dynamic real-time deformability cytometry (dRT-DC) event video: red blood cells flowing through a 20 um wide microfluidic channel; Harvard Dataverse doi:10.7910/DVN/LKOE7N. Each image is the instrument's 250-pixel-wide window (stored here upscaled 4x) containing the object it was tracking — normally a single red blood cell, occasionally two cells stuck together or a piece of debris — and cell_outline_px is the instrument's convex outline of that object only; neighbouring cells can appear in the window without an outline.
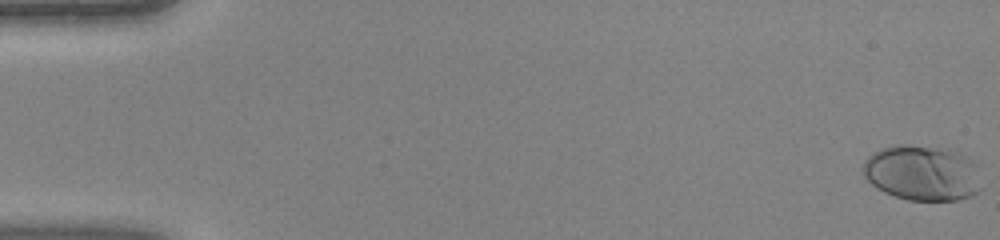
{"species": "human", "species_latin": "Homo sapiens", "temperature_condition": "warm", "stored_images_in_passage": 46, "camera_frame_rate_fps": 3000, "um_per_image_px": 0.085, "donor": {"sex": "female"}, "frame": {"image": 1, "passage_image": 1, "time_ms": 0.0, "image_size_px": [1000, 240], "cell_outline_px": [[984, 188], [972, 196], [960, 200], [908, 200], [884, 192], [876, 188], [864, 176], [864, 164], [868, 156], [872, 152], [880, 148], [896, 144], [908, 144], [956, 148], [972, 160], [976, 164]], "centroid_in_image_um": [78.47, 14.67], "position_along_channel_um": 6.5, "area_um2": 39.3}}
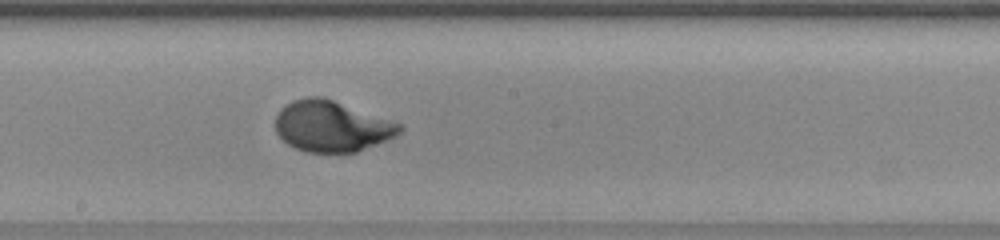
{"frame": {"image": 2, "passage_image": 26, "time_ms": 8.333, "image_size_px": [1000, 240], "cell_outline_px": [[404, 128], [400, 132], [384, 140], [356, 152], [308, 152], [296, 148], [288, 144], [276, 132], [276, 116], [280, 108], [292, 100], [308, 96], [324, 96], [400, 124]], "centroid_in_image_um": [28.14, 10.71], "position_along_channel_um": 220.1, "area_um2": 36.41}}
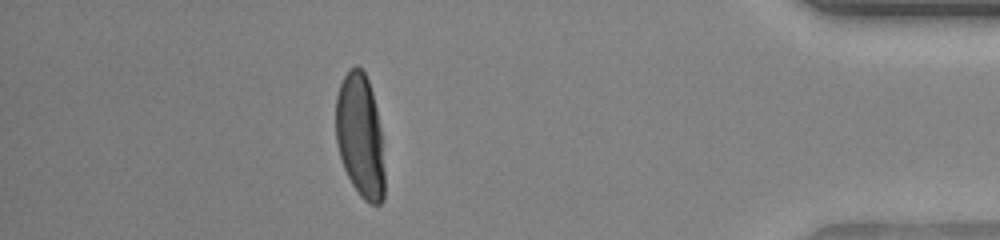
{"frame": {"image": 3, "passage_image": 41, "time_ms": 13.333, "image_size_px": [1000, 240], "cell_outline_px": [[384, 200], [380, 204], [368, 204], [360, 196], [352, 184], [344, 168], [336, 144], [336, 96], [340, 84], [344, 76], [356, 64], [364, 72], [368, 80], [372, 92], [376, 108], [380, 128], [384, 172]], "centroid_in_image_um": [30.61, 11.58], "position_along_channel_um": 404.6, "area_um2": 35.03}}